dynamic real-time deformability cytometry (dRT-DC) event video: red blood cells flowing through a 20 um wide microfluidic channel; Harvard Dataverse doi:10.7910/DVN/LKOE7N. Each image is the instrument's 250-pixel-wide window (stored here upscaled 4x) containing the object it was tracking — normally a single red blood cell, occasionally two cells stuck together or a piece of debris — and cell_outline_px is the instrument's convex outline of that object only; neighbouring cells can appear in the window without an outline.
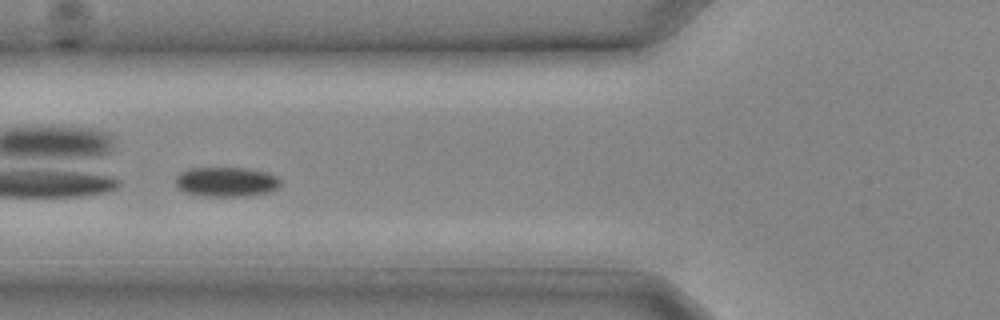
{"species": "common noctule bat (a hibernating species)", "species_latin": "Nyctalus noctula", "temperature_condition": "cold", "stored_images_in_passage": 13, "camera_frame_rate_fps": 3000, "um_per_image_px": 0.085, "animal": {"sex": "male", "body_mass_g": 20.4}, "frame": {"image": 1, "passage_image": 10, "time_ms": 3.0, "image_size_px": [1000, 320], "cell_outline_px": [[280, 184], [276, 188], [268, 192], [244, 196], [200, 196], [184, 192], [176, 188], [176, 176], [180, 172], [188, 168], [248, 168], [268, 172], [276, 176], [280, 180]], "centroid_in_image_um": [19.19, 15.45], "position_along_channel_um": 106.6, "area_um2": 18.26}}